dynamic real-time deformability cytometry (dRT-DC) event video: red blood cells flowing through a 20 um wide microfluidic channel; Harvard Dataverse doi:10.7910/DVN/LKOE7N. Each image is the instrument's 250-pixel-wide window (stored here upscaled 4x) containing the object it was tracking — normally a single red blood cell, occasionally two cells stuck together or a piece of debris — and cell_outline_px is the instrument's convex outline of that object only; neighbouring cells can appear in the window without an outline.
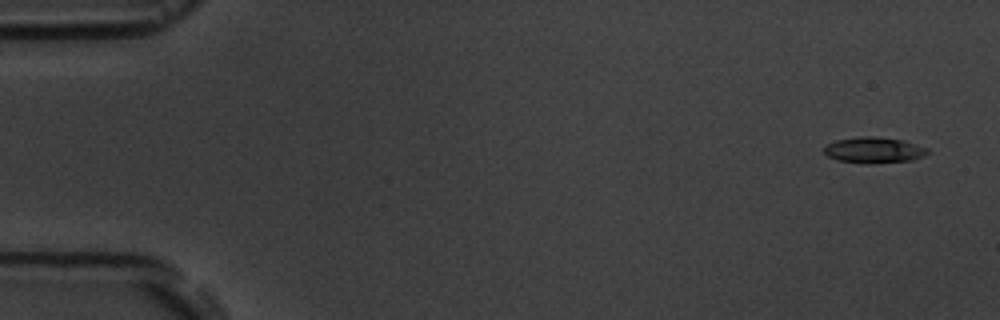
{"species": "common noctule bat (a hibernating species)", "species_latin": "Nyctalus noctula", "temperature_condition": "room temperature", "stored_images_in_passage": 5, "camera_frame_rate_fps": 3000, "um_per_image_px": 0.085, "animal": {"sex": "male", "body_mass_g": 19.5, "forearm_length_mm": 54.6}, "frame": {"image": 1, "passage_image": 1, "time_ms": 0.0, "image_size_px": [1000, 320], "cell_outline_px": [[928, 152], [924, 156], [912, 160], [872, 164], [860, 164], [836, 160], [828, 156], [824, 152], [824, 148], [828, 144], [836, 140], [860, 136], [872, 136], [904, 140], [928, 148]], "centroid_in_image_um": [74.28, 12.77], "position_along_channel_um": 10.7, "area_um2": 15.84}}
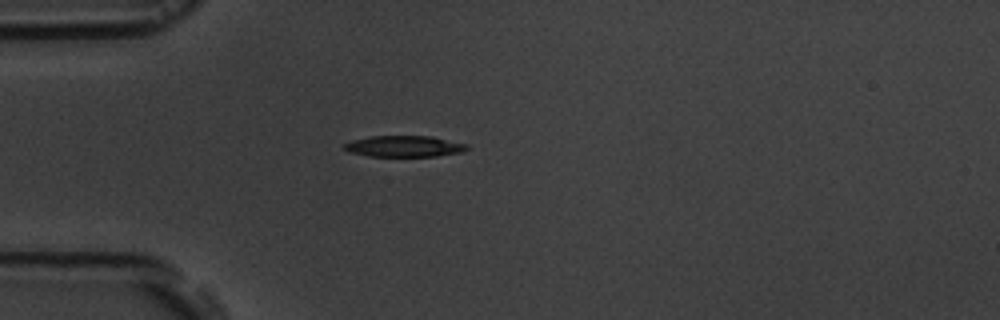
{"frame": {"image": 2, "passage_image": 5, "time_ms": 4.333, "image_size_px": [1000, 320], "cell_outline_px": [[468, 148], [460, 152], [436, 156], [368, 156], [348, 152], [344, 148], [344, 144], [352, 140], [372, 136], [428, 136], [468, 144]], "centroid_in_image_um": [34.32, 12.43], "position_along_channel_um": 50.7, "area_um2": 14.97}}